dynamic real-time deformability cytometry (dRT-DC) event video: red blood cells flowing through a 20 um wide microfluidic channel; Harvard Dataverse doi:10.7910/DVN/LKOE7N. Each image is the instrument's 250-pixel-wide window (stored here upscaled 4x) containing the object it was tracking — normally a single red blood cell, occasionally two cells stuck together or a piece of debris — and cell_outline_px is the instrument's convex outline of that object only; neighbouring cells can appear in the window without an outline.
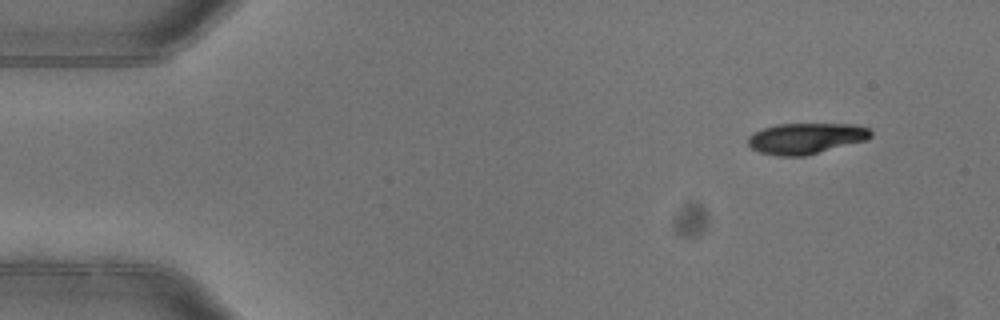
{"species": "common noctule bat (a hibernating species)", "species_latin": "Nyctalus noctula", "temperature_condition": "warm", "stored_images_in_passage": 4, "segment_of_instrument_passage": [1, 2], "camera_frame_rate_fps": 3000, "um_per_image_px": 0.085, "animal": {"sex": "female"}, "frame": {"image": 1, "passage_image": 1, "time_ms": 0.0, "image_size_px": [1000, 320], "cell_outline_px": [[872, 136], [868, 140], [804, 156], [776, 156], [760, 152], [752, 148], [748, 144], [748, 136], [752, 132], [776, 124], [856, 124], [872, 128]], "centroid_in_image_um": [68.54, 11.75], "position_along_channel_um": 16.5, "area_um2": 22.37}}